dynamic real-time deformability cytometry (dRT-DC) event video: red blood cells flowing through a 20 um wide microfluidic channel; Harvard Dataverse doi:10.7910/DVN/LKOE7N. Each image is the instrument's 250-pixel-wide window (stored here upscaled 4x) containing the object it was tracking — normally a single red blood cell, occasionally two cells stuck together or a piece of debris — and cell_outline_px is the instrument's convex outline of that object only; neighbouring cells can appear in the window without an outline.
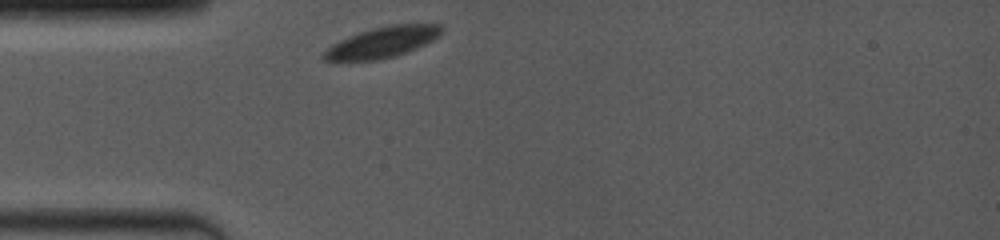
{"species": "common noctule bat (a hibernating species)", "species_latin": "Nyctalus noctula", "temperature_condition": "room temperature", "stored_images_in_passage": 12, "camera_frame_rate_fps": 4000, "um_per_image_px": 0.085, "animal": {"sex": "female", "body_mass_g": 19.0, "forearm_length_mm": 53.3}, "frame": {"image": 1, "passage_image": 1, "time_ms": 0.0, "image_size_px": [1000, 240], "cell_outline_px": [[444, 28], [440, 36], [408, 52], [396, 56], [376, 60], [324, 60], [320, 56], [320, 52], [332, 44], [340, 40], [360, 32], [372, 28], [388, 24], [440, 24]], "centroid_in_image_um": [32.49, 3.58], "position_along_channel_um": 52.5, "area_um2": 21.21}}
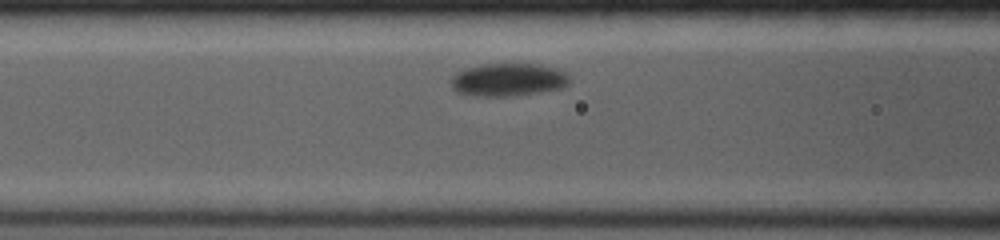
{"frame": {"image": 2, "passage_image": 6, "time_ms": 2.25, "image_size_px": [1000, 240], "cell_outline_px": [[568, 84], [560, 88], [540, 92], [512, 96], [472, 96], [456, 92], [452, 88], [452, 76], [456, 72], [464, 68], [484, 64], [540, 64], [556, 68], [564, 72], [568, 76]], "centroid_in_image_um": [43.15, 6.78], "position_along_channel_um": 123.4, "area_um2": 22.77}}
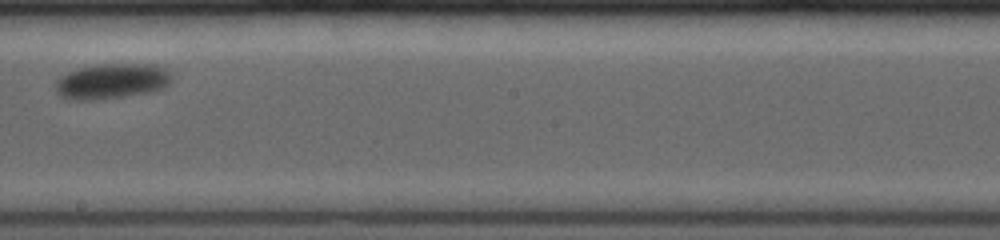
{"frame": {"image": 3, "passage_image": 12, "time_ms": 5.5, "image_size_px": [1000, 240], "cell_outline_px": [[172, 80], [164, 88], [148, 92], [120, 96], [88, 100], [68, 100], [60, 96], [56, 92], [56, 80], [68, 72], [76, 68], [100, 64], [152, 64], [168, 68], [172, 76]], "centroid_in_image_um": [9.5, 6.88], "position_along_channel_um": 238.7, "area_um2": 23.93}}